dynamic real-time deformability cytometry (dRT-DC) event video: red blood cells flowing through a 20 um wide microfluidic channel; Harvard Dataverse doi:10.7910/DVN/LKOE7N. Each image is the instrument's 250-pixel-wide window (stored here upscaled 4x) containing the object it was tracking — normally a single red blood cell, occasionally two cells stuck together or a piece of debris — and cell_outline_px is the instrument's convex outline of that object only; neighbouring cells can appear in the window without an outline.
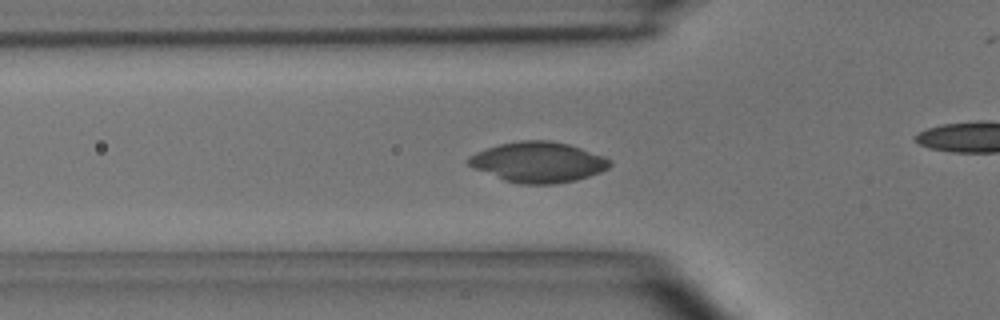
{"species": "common noctule bat (a hibernating species)", "species_latin": "Nyctalus noctula", "temperature_condition": "room temperature", "stored_images_in_passage": 29, "camera_frame_rate_fps": 3000, "um_per_image_px": 0.085, "animal": {"sex": "male", "body_mass_g": 15.6}, "frame": {"image": 1, "passage_image": 5, "time_ms": 1.333, "image_size_px": [1000, 320], "cell_outline_px": [[612, 164], [608, 168], [600, 172], [576, 180], [556, 184], [520, 184], [504, 180], [472, 168], [468, 164], [468, 156], [476, 152], [500, 144], [520, 140], [548, 140], [568, 144], [604, 156], [612, 160]], "centroid_in_image_um": [45.74, 13.79], "position_along_channel_um": 80.1, "area_um2": 33.29}}